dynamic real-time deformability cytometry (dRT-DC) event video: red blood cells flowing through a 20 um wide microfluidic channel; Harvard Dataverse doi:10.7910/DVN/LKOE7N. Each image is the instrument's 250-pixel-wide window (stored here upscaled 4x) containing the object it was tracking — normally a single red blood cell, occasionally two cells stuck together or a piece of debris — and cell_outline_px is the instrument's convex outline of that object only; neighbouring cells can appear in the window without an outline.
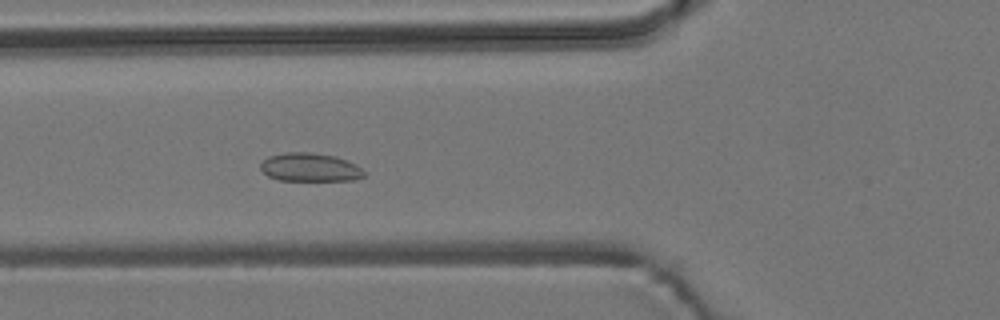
{"species": "common noctule bat (a hibernating species)", "species_latin": "Nyctalus noctula", "temperature_condition": "room temperature", "stored_images_in_passage": 55, "camera_frame_rate_fps": 3000, "um_per_image_px": 0.085, "animal": {"sex": "male", "body_mass_g": 19.2, "forearm_length_mm": 51.8}, "frame": {"image": 1, "passage_image": 20, "time_ms": 6.333, "image_size_px": [1000, 320], "cell_outline_px": [[364, 176], [356, 180], [280, 180], [268, 176], [260, 168], [260, 164], [268, 156], [284, 152], [312, 152], [336, 156], [348, 160], [360, 168], [364, 172]], "centroid_in_image_um": [26.34, 14.21], "position_along_channel_um": 99.5, "area_um2": 17.17}}
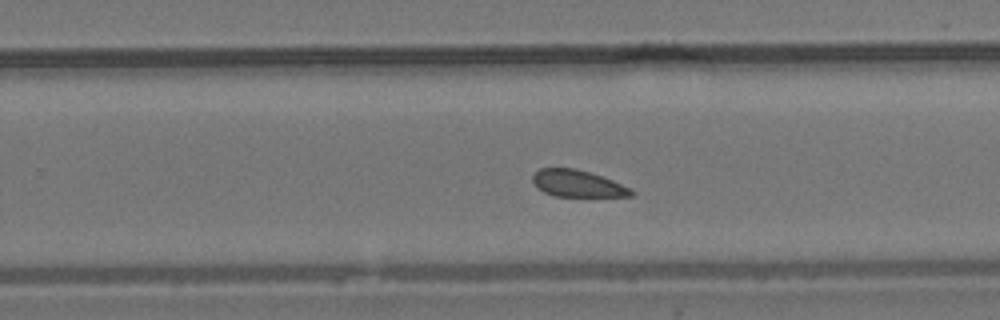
{"frame": {"image": 2, "passage_image": 35, "time_ms": 11.333, "image_size_px": [1000, 320], "cell_outline_px": [[636, 192], [632, 196], [556, 196], [544, 192], [536, 188], [532, 180], [532, 176], [540, 168], [576, 168], [612, 180]], "centroid_in_image_um": [49.04, 15.6], "position_along_channel_um": 280.8, "area_um2": 15.2}}
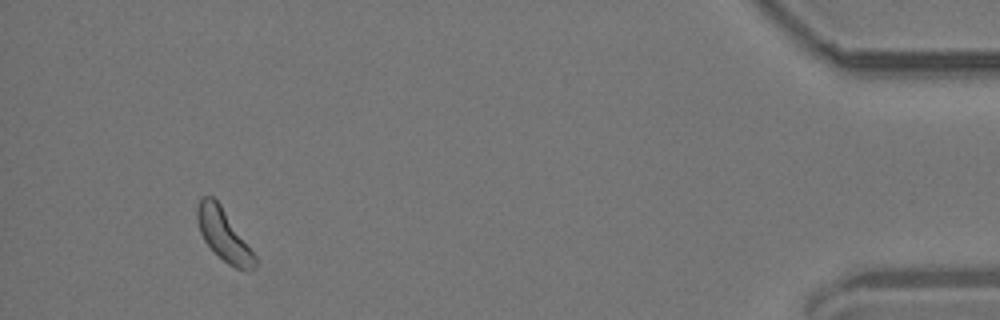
{"frame": {"image": 3, "passage_image": 52, "time_ms": 17.0, "image_size_px": [1000, 320], "cell_outline_px": [[256, 268], [252, 272], [244, 272], [228, 264], [204, 240], [200, 232], [196, 220], [196, 208], [200, 200], [204, 196], [212, 196], [220, 204], [256, 256]], "centroid_in_image_um": [19.03, 20.0], "position_along_channel_um": 416.2, "area_um2": 17.22}, "authors_computed_cell_mechanics": {"area_um2": 17.2244, "velocity_mm_per_s": 3.6242, "shape_relaxation_time_tau1_ms": null, "shape_relaxation_time_tau2_ms": 7.7097, "deformation_change_tau1": null, "deformation_change_tau2": 0.1004}}